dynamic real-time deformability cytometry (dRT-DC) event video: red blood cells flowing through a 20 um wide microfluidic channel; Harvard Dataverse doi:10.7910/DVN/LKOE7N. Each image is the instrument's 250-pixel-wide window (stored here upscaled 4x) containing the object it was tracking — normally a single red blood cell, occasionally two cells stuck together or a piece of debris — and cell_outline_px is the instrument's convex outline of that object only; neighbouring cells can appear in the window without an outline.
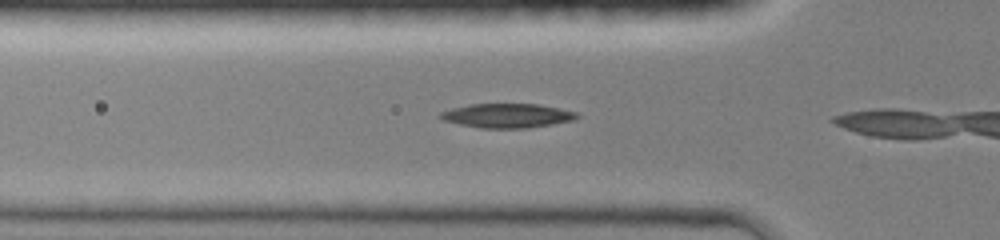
{"species": "common noctule bat (a hibernating species)", "species_latin": "Nyctalus noctula", "temperature_condition": "room temperature", "stored_images_in_passage": 8, "camera_frame_rate_fps": 3000, "um_per_image_px": 0.085, "animal": {"sex": "female", "body_mass_g": 19.0, "forearm_length_mm": 51.5}, "frame": {"image": 1, "passage_image": 6, "time_ms": 1.333, "image_size_px": [1000, 240], "cell_outline_px": [[580, 116], [576, 120], [528, 128], [480, 128], [460, 124], [444, 120], [436, 116], [440, 112], [452, 108], [468, 104], [540, 104], [576, 112]], "centroid_in_image_um": [43.11, 9.83], "position_along_channel_um": 82.7, "area_um2": 19.36}}